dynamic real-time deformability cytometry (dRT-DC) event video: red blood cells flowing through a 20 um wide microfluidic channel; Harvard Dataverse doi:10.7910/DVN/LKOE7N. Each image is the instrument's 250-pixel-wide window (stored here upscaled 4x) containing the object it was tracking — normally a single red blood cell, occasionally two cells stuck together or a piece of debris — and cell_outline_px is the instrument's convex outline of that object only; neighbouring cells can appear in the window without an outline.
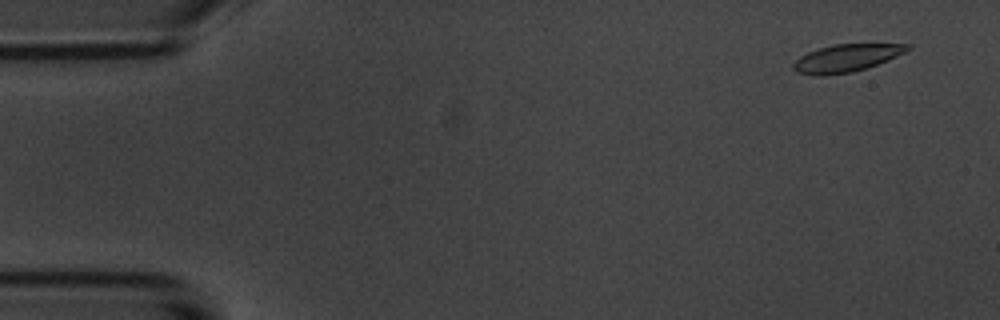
{"species": "common noctule bat (a hibernating species)", "species_latin": "Nyctalus noctula", "temperature_condition": "room temperature", "stored_images_in_passage": 9, "camera_frame_rate_fps": 3000, "um_per_image_px": 0.085, "animal": {"sex": "male", "body_mass_g": 20.1, "forearm_length_mm": 53.5}, "frame": {"image": 1, "passage_image": 1, "time_ms": 0.0, "image_size_px": [1000, 320], "cell_outline_px": [[912, 48], [888, 60], [852, 72], [824, 76], [812, 76], [796, 72], [792, 68], [792, 64], [800, 56], [808, 52], [832, 44], [912, 44]], "centroid_in_image_um": [71.9, 4.94], "position_along_channel_um": 13.1, "area_um2": 18.32}}
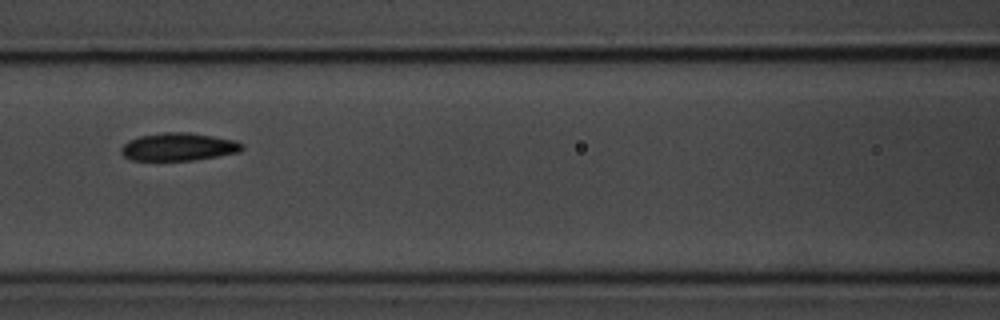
{"frame": {"image": 2, "passage_image": 7, "time_ms": 7.0, "image_size_px": [1000, 320], "cell_outline_px": [[244, 148], [240, 152], [192, 160], [132, 160], [124, 156], [120, 152], [120, 148], [128, 140], [140, 136], [160, 132], [188, 132], [236, 140], [244, 144]], "centroid_in_image_um": [15.17, 12.47], "position_along_channel_um": 151.4, "area_um2": 19.65}}
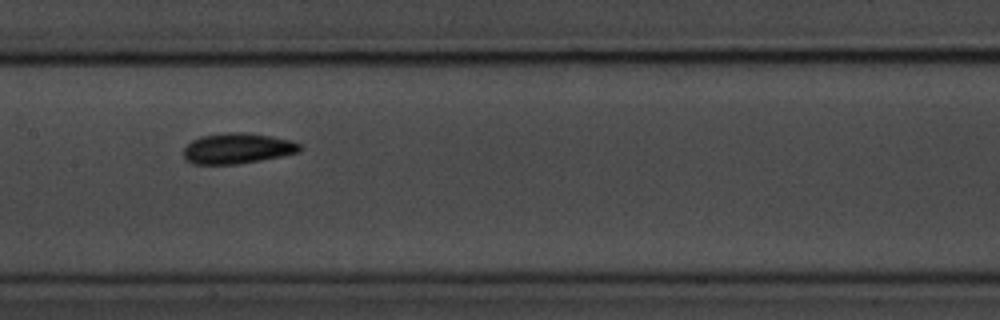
{"frame": {"image": 3, "passage_image": 8, "time_ms": 8.0, "image_size_px": [1000, 320], "cell_outline_px": [[304, 148], [300, 152], [260, 160], [236, 164], [192, 164], [184, 160], [184, 148], [192, 140], [200, 136], [224, 132], [244, 132], [292, 140], [300, 144]], "centroid_in_image_um": [20.17, 12.61], "position_along_channel_um": 187.2, "area_um2": 20.81}}